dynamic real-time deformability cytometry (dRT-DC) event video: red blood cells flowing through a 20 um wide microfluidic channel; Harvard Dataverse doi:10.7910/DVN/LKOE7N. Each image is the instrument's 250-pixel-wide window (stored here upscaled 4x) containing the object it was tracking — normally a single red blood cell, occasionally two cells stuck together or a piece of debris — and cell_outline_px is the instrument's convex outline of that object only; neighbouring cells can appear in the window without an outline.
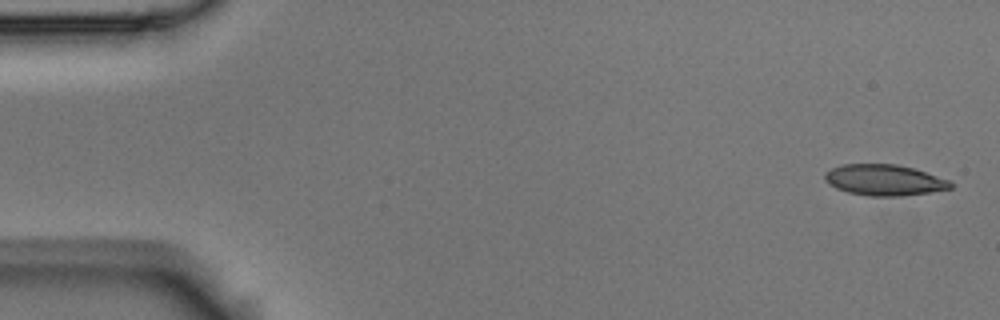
{"species": "Egyptian fruit bat (a non-hibernating species)", "species_latin": "Rousettus aegyptiacus", "temperature_condition": "room temperature", "stored_images_in_passage": 5, "camera_frame_rate_fps": 3000, "um_per_image_px": 0.085, "animal": {"sex": "male"}, "frame": {"image": 1, "passage_image": 1, "time_ms": 0.0, "image_size_px": [1000, 320], "cell_outline_px": [[952, 188], [928, 192], [900, 196], [868, 196], [848, 192], [836, 188], [824, 180], [824, 172], [840, 164], [896, 164], [912, 168], [952, 180]], "centroid_in_image_um": [75.15, 15.3], "position_along_channel_um": 9.9, "area_um2": 22.72}}
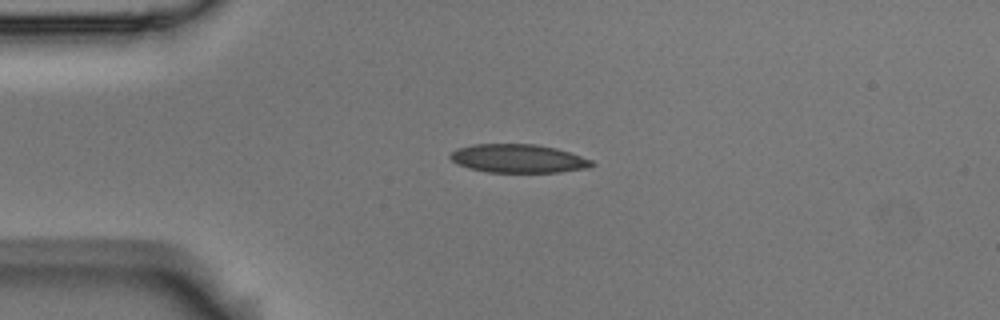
{"frame": {"image": 2, "passage_image": 4, "time_ms": 1.0, "image_size_px": [1000, 320], "cell_outline_px": [[596, 164], [592, 168], [560, 172], [488, 172], [468, 168], [456, 164], [448, 156], [456, 148], [472, 144], [536, 144], [556, 148], [592, 160]], "centroid_in_image_um": [44.05, 13.48], "position_along_channel_um": 40.9, "area_um2": 23.7}}